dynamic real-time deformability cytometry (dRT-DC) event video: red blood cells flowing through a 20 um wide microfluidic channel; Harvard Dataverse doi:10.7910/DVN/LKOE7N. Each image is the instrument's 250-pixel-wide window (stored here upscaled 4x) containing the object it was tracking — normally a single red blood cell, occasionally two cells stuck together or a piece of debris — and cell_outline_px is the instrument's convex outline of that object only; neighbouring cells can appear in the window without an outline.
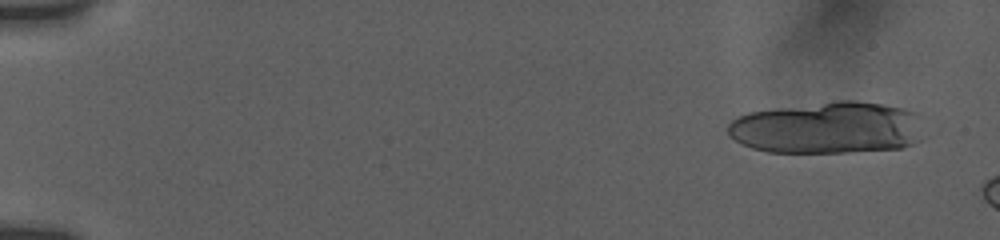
{"species": "human", "species_latin": "Homo sapiens", "temperature_condition": "room temperature", "stored_images_in_passage": 7, "camera_frame_rate_fps": 3000, "um_per_image_px": 0.085, "donor": {"sex": "female"}, "frame": {"image": 1, "passage_image": 1, "time_ms": 0.0, "image_size_px": [1000, 240], "cell_outline_px": [[924, 116], [920, 140], [912, 144], [900, 148], [844, 152], [768, 152], [752, 148], [740, 144], [728, 132], [728, 124], [732, 120], [748, 112], [776, 108], [836, 100], [856, 100], [884, 104], [904, 108], [920, 112]], "centroid_in_image_um": [70.42, 10.84], "position_along_channel_um": 14.6, "area_um2": 60.0}}